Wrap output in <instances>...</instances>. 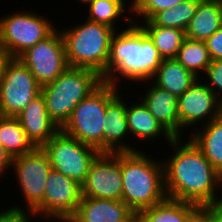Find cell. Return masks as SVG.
<instances>
[{"instance_id": "cell-9", "label": "cell", "mask_w": 222, "mask_h": 222, "mask_svg": "<svg viewBox=\"0 0 222 222\" xmlns=\"http://www.w3.org/2000/svg\"><path fill=\"white\" fill-rule=\"evenodd\" d=\"M81 197V184L51 168L43 201L33 213L35 218L40 216L46 222H67L76 212Z\"/></svg>"}, {"instance_id": "cell-18", "label": "cell", "mask_w": 222, "mask_h": 222, "mask_svg": "<svg viewBox=\"0 0 222 222\" xmlns=\"http://www.w3.org/2000/svg\"><path fill=\"white\" fill-rule=\"evenodd\" d=\"M150 83V85H149ZM141 102L155 119L174 137H179L178 97L156 86L150 80Z\"/></svg>"}, {"instance_id": "cell-31", "label": "cell", "mask_w": 222, "mask_h": 222, "mask_svg": "<svg viewBox=\"0 0 222 222\" xmlns=\"http://www.w3.org/2000/svg\"><path fill=\"white\" fill-rule=\"evenodd\" d=\"M23 207L24 206L19 207L17 204H13L11 208L9 207L5 211L3 209V211L0 212V222H32L30 220L35 214L31 211H26Z\"/></svg>"}, {"instance_id": "cell-19", "label": "cell", "mask_w": 222, "mask_h": 222, "mask_svg": "<svg viewBox=\"0 0 222 222\" xmlns=\"http://www.w3.org/2000/svg\"><path fill=\"white\" fill-rule=\"evenodd\" d=\"M126 118L130 136L133 135L135 139L137 137L139 141L159 140L160 135L167 140L168 144L174 139L141 101H137L131 106L127 105Z\"/></svg>"}, {"instance_id": "cell-26", "label": "cell", "mask_w": 222, "mask_h": 222, "mask_svg": "<svg viewBox=\"0 0 222 222\" xmlns=\"http://www.w3.org/2000/svg\"><path fill=\"white\" fill-rule=\"evenodd\" d=\"M175 59L186 70L192 72L199 79L202 78L201 80L204 79L201 73L205 74L212 61L205 41L192 40L187 37L178 50Z\"/></svg>"}, {"instance_id": "cell-30", "label": "cell", "mask_w": 222, "mask_h": 222, "mask_svg": "<svg viewBox=\"0 0 222 222\" xmlns=\"http://www.w3.org/2000/svg\"><path fill=\"white\" fill-rule=\"evenodd\" d=\"M203 81L215 94L216 98L222 103V60H212L203 75Z\"/></svg>"}, {"instance_id": "cell-16", "label": "cell", "mask_w": 222, "mask_h": 222, "mask_svg": "<svg viewBox=\"0 0 222 222\" xmlns=\"http://www.w3.org/2000/svg\"><path fill=\"white\" fill-rule=\"evenodd\" d=\"M16 118L27 138L38 148L46 144L60 128L49 117L43 95L35 97Z\"/></svg>"}, {"instance_id": "cell-20", "label": "cell", "mask_w": 222, "mask_h": 222, "mask_svg": "<svg viewBox=\"0 0 222 222\" xmlns=\"http://www.w3.org/2000/svg\"><path fill=\"white\" fill-rule=\"evenodd\" d=\"M222 27V0H201L185 33L192 40L205 41Z\"/></svg>"}, {"instance_id": "cell-25", "label": "cell", "mask_w": 222, "mask_h": 222, "mask_svg": "<svg viewBox=\"0 0 222 222\" xmlns=\"http://www.w3.org/2000/svg\"><path fill=\"white\" fill-rule=\"evenodd\" d=\"M201 0H185L175 7L155 13L149 20L139 23L135 19L133 23L138 25H156L167 28H177L186 31L191 19L196 14Z\"/></svg>"}, {"instance_id": "cell-7", "label": "cell", "mask_w": 222, "mask_h": 222, "mask_svg": "<svg viewBox=\"0 0 222 222\" xmlns=\"http://www.w3.org/2000/svg\"><path fill=\"white\" fill-rule=\"evenodd\" d=\"M12 13L0 18V47L11 58H18L56 29L51 20L35 11Z\"/></svg>"}, {"instance_id": "cell-13", "label": "cell", "mask_w": 222, "mask_h": 222, "mask_svg": "<svg viewBox=\"0 0 222 222\" xmlns=\"http://www.w3.org/2000/svg\"><path fill=\"white\" fill-rule=\"evenodd\" d=\"M122 191L121 152H100L81 184L82 197L122 201Z\"/></svg>"}, {"instance_id": "cell-3", "label": "cell", "mask_w": 222, "mask_h": 222, "mask_svg": "<svg viewBox=\"0 0 222 222\" xmlns=\"http://www.w3.org/2000/svg\"><path fill=\"white\" fill-rule=\"evenodd\" d=\"M121 175L122 201L133 212H142L167 198L161 159L151 158L141 150L121 152Z\"/></svg>"}, {"instance_id": "cell-1", "label": "cell", "mask_w": 222, "mask_h": 222, "mask_svg": "<svg viewBox=\"0 0 222 222\" xmlns=\"http://www.w3.org/2000/svg\"><path fill=\"white\" fill-rule=\"evenodd\" d=\"M183 138H174L169 143L173 154L162 160L166 194L168 198L203 208L222 199V195H217L218 189H222L219 187L222 176L190 138L182 142Z\"/></svg>"}, {"instance_id": "cell-6", "label": "cell", "mask_w": 222, "mask_h": 222, "mask_svg": "<svg viewBox=\"0 0 222 222\" xmlns=\"http://www.w3.org/2000/svg\"><path fill=\"white\" fill-rule=\"evenodd\" d=\"M119 88L103 81L72 111L60 130L103 152V131L106 105L119 93Z\"/></svg>"}, {"instance_id": "cell-36", "label": "cell", "mask_w": 222, "mask_h": 222, "mask_svg": "<svg viewBox=\"0 0 222 222\" xmlns=\"http://www.w3.org/2000/svg\"><path fill=\"white\" fill-rule=\"evenodd\" d=\"M189 222H212L208 213L201 208L191 219Z\"/></svg>"}, {"instance_id": "cell-11", "label": "cell", "mask_w": 222, "mask_h": 222, "mask_svg": "<svg viewBox=\"0 0 222 222\" xmlns=\"http://www.w3.org/2000/svg\"><path fill=\"white\" fill-rule=\"evenodd\" d=\"M58 30L60 28H56L47 38L37 42L18 57L41 87L54 81L69 67L64 40Z\"/></svg>"}, {"instance_id": "cell-34", "label": "cell", "mask_w": 222, "mask_h": 222, "mask_svg": "<svg viewBox=\"0 0 222 222\" xmlns=\"http://www.w3.org/2000/svg\"><path fill=\"white\" fill-rule=\"evenodd\" d=\"M11 162H12V159L10 158V156L6 153V151L0 144V177L4 176L6 171L10 170Z\"/></svg>"}, {"instance_id": "cell-35", "label": "cell", "mask_w": 222, "mask_h": 222, "mask_svg": "<svg viewBox=\"0 0 222 222\" xmlns=\"http://www.w3.org/2000/svg\"><path fill=\"white\" fill-rule=\"evenodd\" d=\"M10 59L11 57L8 56L4 52V50L0 47V85L4 77V71H5L6 65L8 64Z\"/></svg>"}, {"instance_id": "cell-28", "label": "cell", "mask_w": 222, "mask_h": 222, "mask_svg": "<svg viewBox=\"0 0 222 222\" xmlns=\"http://www.w3.org/2000/svg\"><path fill=\"white\" fill-rule=\"evenodd\" d=\"M150 37L163 59L175 58L183 44L186 33L177 28L156 25H139Z\"/></svg>"}, {"instance_id": "cell-37", "label": "cell", "mask_w": 222, "mask_h": 222, "mask_svg": "<svg viewBox=\"0 0 222 222\" xmlns=\"http://www.w3.org/2000/svg\"><path fill=\"white\" fill-rule=\"evenodd\" d=\"M129 222H151V220L143 212H133Z\"/></svg>"}, {"instance_id": "cell-15", "label": "cell", "mask_w": 222, "mask_h": 222, "mask_svg": "<svg viewBox=\"0 0 222 222\" xmlns=\"http://www.w3.org/2000/svg\"><path fill=\"white\" fill-rule=\"evenodd\" d=\"M118 93L107 105L105 110L103 131V152H136L126 138L131 137L127 124V103ZM128 136V137H127ZM125 140V141H124ZM126 142V143H125ZM137 149V150H136Z\"/></svg>"}, {"instance_id": "cell-8", "label": "cell", "mask_w": 222, "mask_h": 222, "mask_svg": "<svg viewBox=\"0 0 222 222\" xmlns=\"http://www.w3.org/2000/svg\"><path fill=\"white\" fill-rule=\"evenodd\" d=\"M41 148L47 154L52 169L79 184L85 181L91 162L100 153L61 130Z\"/></svg>"}, {"instance_id": "cell-12", "label": "cell", "mask_w": 222, "mask_h": 222, "mask_svg": "<svg viewBox=\"0 0 222 222\" xmlns=\"http://www.w3.org/2000/svg\"><path fill=\"white\" fill-rule=\"evenodd\" d=\"M51 168L48 156L41 147L12 159L11 169L18 179L17 186L24 198L23 202L27 203L26 210L33 212L42 203Z\"/></svg>"}, {"instance_id": "cell-4", "label": "cell", "mask_w": 222, "mask_h": 222, "mask_svg": "<svg viewBox=\"0 0 222 222\" xmlns=\"http://www.w3.org/2000/svg\"><path fill=\"white\" fill-rule=\"evenodd\" d=\"M66 60L69 67L96 71L103 80L107 77V65L112 37L117 31L107 25L88 20L60 30Z\"/></svg>"}, {"instance_id": "cell-23", "label": "cell", "mask_w": 222, "mask_h": 222, "mask_svg": "<svg viewBox=\"0 0 222 222\" xmlns=\"http://www.w3.org/2000/svg\"><path fill=\"white\" fill-rule=\"evenodd\" d=\"M0 144L11 159L32 152L36 147L16 117L0 116Z\"/></svg>"}, {"instance_id": "cell-22", "label": "cell", "mask_w": 222, "mask_h": 222, "mask_svg": "<svg viewBox=\"0 0 222 222\" xmlns=\"http://www.w3.org/2000/svg\"><path fill=\"white\" fill-rule=\"evenodd\" d=\"M151 80L156 86L179 97L198 80V77L186 70L175 58H170L163 59Z\"/></svg>"}, {"instance_id": "cell-10", "label": "cell", "mask_w": 222, "mask_h": 222, "mask_svg": "<svg viewBox=\"0 0 222 222\" xmlns=\"http://www.w3.org/2000/svg\"><path fill=\"white\" fill-rule=\"evenodd\" d=\"M40 93L41 86L29 68L11 58L0 85V116L16 117Z\"/></svg>"}, {"instance_id": "cell-14", "label": "cell", "mask_w": 222, "mask_h": 222, "mask_svg": "<svg viewBox=\"0 0 222 222\" xmlns=\"http://www.w3.org/2000/svg\"><path fill=\"white\" fill-rule=\"evenodd\" d=\"M177 106L179 137L184 136L181 132L188 127L191 126L194 131L201 127L200 123L207 124L222 113V103L216 98L214 92L201 81V78H198L184 94L178 97ZM193 125L197 128H193Z\"/></svg>"}, {"instance_id": "cell-29", "label": "cell", "mask_w": 222, "mask_h": 222, "mask_svg": "<svg viewBox=\"0 0 222 222\" xmlns=\"http://www.w3.org/2000/svg\"><path fill=\"white\" fill-rule=\"evenodd\" d=\"M185 0H132L130 16H138L141 21L149 20L155 13L177 6ZM132 3V4H131Z\"/></svg>"}, {"instance_id": "cell-33", "label": "cell", "mask_w": 222, "mask_h": 222, "mask_svg": "<svg viewBox=\"0 0 222 222\" xmlns=\"http://www.w3.org/2000/svg\"><path fill=\"white\" fill-rule=\"evenodd\" d=\"M203 209L208 213L212 222H222V199L204 206Z\"/></svg>"}, {"instance_id": "cell-38", "label": "cell", "mask_w": 222, "mask_h": 222, "mask_svg": "<svg viewBox=\"0 0 222 222\" xmlns=\"http://www.w3.org/2000/svg\"><path fill=\"white\" fill-rule=\"evenodd\" d=\"M81 3L85 4V6H87L88 4L92 3L95 0H80Z\"/></svg>"}, {"instance_id": "cell-21", "label": "cell", "mask_w": 222, "mask_h": 222, "mask_svg": "<svg viewBox=\"0 0 222 222\" xmlns=\"http://www.w3.org/2000/svg\"><path fill=\"white\" fill-rule=\"evenodd\" d=\"M189 137L213 168L222 176V113L209 123H202Z\"/></svg>"}, {"instance_id": "cell-2", "label": "cell", "mask_w": 222, "mask_h": 222, "mask_svg": "<svg viewBox=\"0 0 222 222\" xmlns=\"http://www.w3.org/2000/svg\"><path fill=\"white\" fill-rule=\"evenodd\" d=\"M117 32L111 40L104 81L116 87L122 86L119 83L123 78L135 84L151 81L163 61L153 41L135 23Z\"/></svg>"}, {"instance_id": "cell-24", "label": "cell", "mask_w": 222, "mask_h": 222, "mask_svg": "<svg viewBox=\"0 0 222 222\" xmlns=\"http://www.w3.org/2000/svg\"><path fill=\"white\" fill-rule=\"evenodd\" d=\"M200 209L198 205L167 197L142 212L151 222H189Z\"/></svg>"}, {"instance_id": "cell-27", "label": "cell", "mask_w": 222, "mask_h": 222, "mask_svg": "<svg viewBox=\"0 0 222 222\" xmlns=\"http://www.w3.org/2000/svg\"><path fill=\"white\" fill-rule=\"evenodd\" d=\"M125 0H95L89 4L88 8V17L87 20L95 23H100L107 25L116 31V22L120 21L119 18L125 19V23L127 25H131L133 23L134 17H126L123 16V13H127L128 11H132V5L125 4ZM128 5V6H127ZM127 6V7H125ZM125 9L127 12H125ZM118 19V21H116Z\"/></svg>"}, {"instance_id": "cell-5", "label": "cell", "mask_w": 222, "mask_h": 222, "mask_svg": "<svg viewBox=\"0 0 222 222\" xmlns=\"http://www.w3.org/2000/svg\"><path fill=\"white\" fill-rule=\"evenodd\" d=\"M103 81L94 70L68 67L54 81L41 87L49 117L61 128L74 108Z\"/></svg>"}, {"instance_id": "cell-17", "label": "cell", "mask_w": 222, "mask_h": 222, "mask_svg": "<svg viewBox=\"0 0 222 222\" xmlns=\"http://www.w3.org/2000/svg\"><path fill=\"white\" fill-rule=\"evenodd\" d=\"M132 213L123 201L81 197L76 212L67 222H129Z\"/></svg>"}, {"instance_id": "cell-32", "label": "cell", "mask_w": 222, "mask_h": 222, "mask_svg": "<svg viewBox=\"0 0 222 222\" xmlns=\"http://www.w3.org/2000/svg\"><path fill=\"white\" fill-rule=\"evenodd\" d=\"M211 60H222V27L205 40Z\"/></svg>"}]
</instances>
